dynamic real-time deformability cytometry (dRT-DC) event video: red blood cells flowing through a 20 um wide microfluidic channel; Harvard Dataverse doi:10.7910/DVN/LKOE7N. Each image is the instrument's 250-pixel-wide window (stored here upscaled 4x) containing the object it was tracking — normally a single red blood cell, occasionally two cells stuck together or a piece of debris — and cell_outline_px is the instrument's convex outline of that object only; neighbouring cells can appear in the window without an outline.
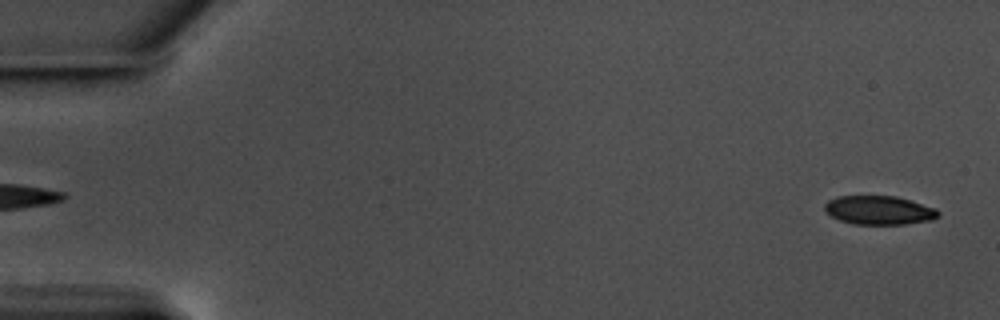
{"species": "common noctule bat (a hibernating species)", "species_latin": "Nyctalus noctula", "temperature_condition": "warm", "stored_images_in_passage": 58, "camera_frame_rate_fps": 3000, "um_per_image_px": 0.085, "animal": {"sex": "male", "body_mass_g": 17.5, "forearm_length_mm": 52.3}, "frame": {"image": 1, "passage_image": 2, "time_ms": 0.333, "image_size_px": [1000, 320], "cell_outline_px": [[940, 216], [932, 220], [904, 224], [852, 224], [840, 220], [832, 216], [824, 208], [824, 204], [828, 200], [836, 196], [896, 196], [936, 208], [940, 212]], "centroid_in_image_um": [74.74, 17.86], "position_along_channel_um": 10.3, "area_um2": 19.07}}
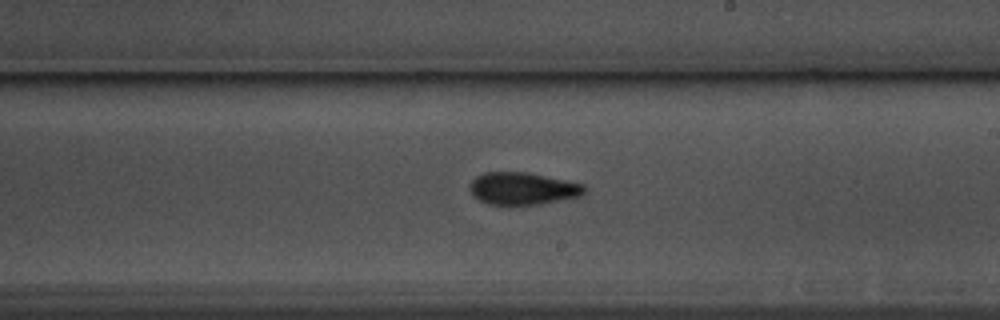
{"frame": {"image": 2, "passage_image": 34, "time_ms": 11.0, "image_size_px": [1000, 320], "cell_outline_px": [[588, 188], [580, 196], [540, 204], [508, 208], [488, 204], [472, 196], [468, 188], [472, 180], [476, 176], [484, 172], [528, 172], [584, 184]], "centroid_in_image_um": [44.38, 16.06], "position_along_channel_um": 244.6, "area_um2": 22.37}}
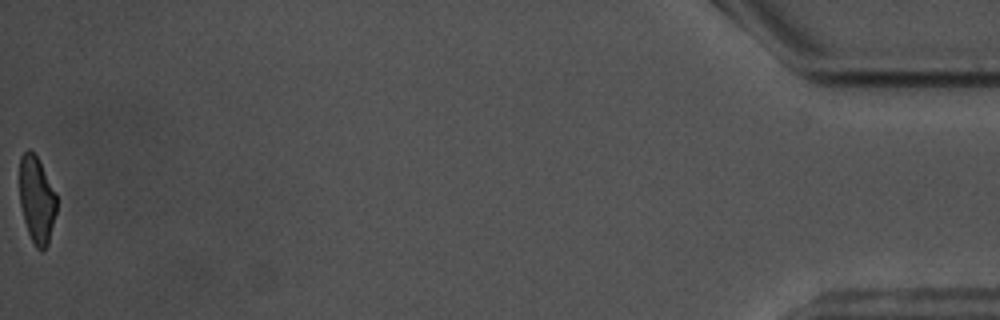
{"frame": {"image": 3, "passage_image": 58, "time_ms": 19.0, "image_size_px": [1000, 320], "cell_outline_px": [[56, 212], [48, 244], [44, 248], [36, 248], [28, 232], [24, 220], [20, 204], [20, 156], [28, 148], [40, 160], [56, 196]], "centroid_in_image_um": [3.11, 16.95], "position_along_channel_um": 432.1, "area_um2": 18.44}, "authors_computed_cell_mechanics": {"area_um2": 20.9236, "velocity_mm_per_s": 3.5512, "shape_relaxation_time_tau1_ms": 4.4471, "shape_relaxation_time_tau2_ms": 3.0151, "deformation_change_tau1": 0.143, "deformation_change_tau2": 0.0939}}